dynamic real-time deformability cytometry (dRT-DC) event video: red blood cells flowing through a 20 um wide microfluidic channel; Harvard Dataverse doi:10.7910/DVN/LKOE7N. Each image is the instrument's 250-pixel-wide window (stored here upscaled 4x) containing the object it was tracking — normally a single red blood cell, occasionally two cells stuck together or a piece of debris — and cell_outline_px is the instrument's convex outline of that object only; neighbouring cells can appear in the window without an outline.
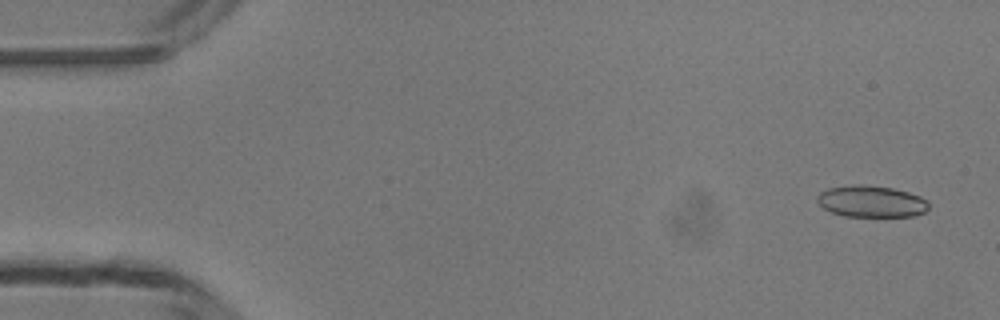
{"species": "common noctule bat (a hibernating species)", "species_latin": "Nyctalus noctula", "temperature_condition": "room temperature", "stored_images_in_passage": 14, "camera_frame_rate_fps": 3000, "um_per_image_px": 0.085, "animal": {"sex": "male", "body_mass_g": 13.3}, "frame": {"image": 1, "passage_image": 3, "time_ms": 0.667, "image_size_px": [1000, 320], "cell_outline_px": [[928, 208], [924, 212], [912, 216], [844, 216], [832, 212], [824, 208], [816, 200], [816, 196], [820, 192], [828, 188], [852, 184], [864, 184], [892, 188], [908, 192], [920, 196], [928, 200]], "centroid_in_image_um": [74.05, 17.11], "position_along_channel_um": 11.0, "area_um2": 20.58}}